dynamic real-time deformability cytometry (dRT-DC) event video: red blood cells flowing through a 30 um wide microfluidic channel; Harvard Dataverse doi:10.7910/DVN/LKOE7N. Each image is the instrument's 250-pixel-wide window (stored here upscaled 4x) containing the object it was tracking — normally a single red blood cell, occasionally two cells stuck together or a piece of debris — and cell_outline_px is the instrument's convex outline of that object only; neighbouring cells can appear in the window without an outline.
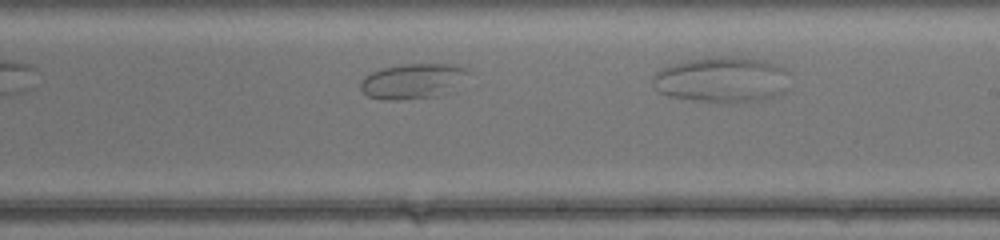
{"species": "common noctule bat (a hibernating species)", "species_latin": "Nyctalus noctula", "temperature_condition": "warm", "stored_images_in_passage": 21, "camera_frame_rate_fps": 3000, "um_per_image_px": 0.085, "animal": {"sex": "female", "body_mass_g": 17.0, "forearm_length_mm": 48.0}, "frame": {"image": 1, "passage_image": 15, "time_ms": 4.667, "image_size_px": [1000, 240], "cell_outline_px": [[468, 72], [432, 96], [392, 100], [380, 100], [368, 96], [360, 88], [360, 80], [364, 76], [380, 68], [404, 64], [448, 64], [464, 68]], "centroid_in_image_um": [34.82, 6.87], "position_along_channel_um": 254.2, "area_um2": 20.63}}